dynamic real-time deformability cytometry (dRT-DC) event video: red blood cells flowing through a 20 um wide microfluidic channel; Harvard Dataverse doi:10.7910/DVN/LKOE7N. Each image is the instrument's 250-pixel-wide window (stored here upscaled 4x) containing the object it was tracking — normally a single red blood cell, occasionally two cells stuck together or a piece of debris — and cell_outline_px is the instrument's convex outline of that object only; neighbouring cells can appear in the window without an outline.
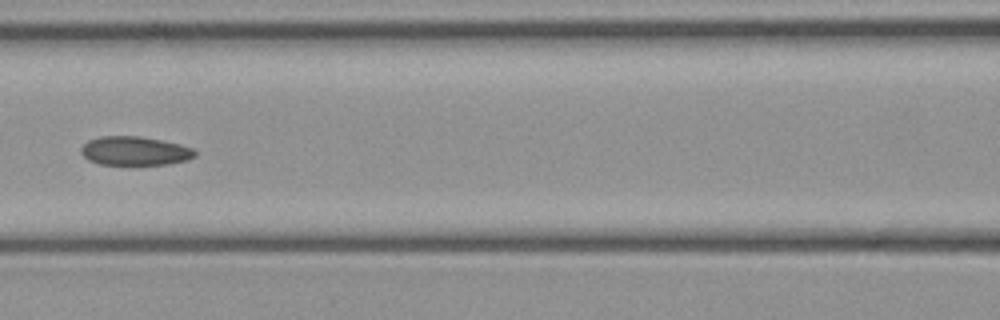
{"species": "common noctule bat (a hibernating species)", "species_latin": "Nyctalus noctula", "temperature_condition": "cold", "stored_images_in_passage": 32, "camera_frame_rate_fps": 3000, "um_per_image_px": 0.085, "animal": {"sex": "female", "body_mass_g": 21.9}, "frame": {"image": 1, "passage_image": 19, "time_ms": 6.0, "image_size_px": [1000, 320], "cell_outline_px": [[196, 156], [188, 160], [168, 164], [100, 164], [88, 160], [80, 152], [80, 148], [88, 140], [100, 136], [140, 136], [180, 144], [192, 148], [196, 152]], "centroid_in_image_um": [11.45, 12.82], "position_along_channel_um": 155.1, "area_um2": 19.13}}